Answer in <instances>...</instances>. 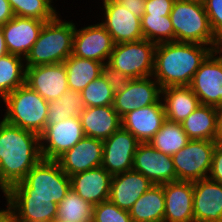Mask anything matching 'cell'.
<instances>
[{
	"instance_id": "obj_18",
	"label": "cell",
	"mask_w": 222,
	"mask_h": 222,
	"mask_svg": "<svg viewBox=\"0 0 222 222\" xmlns=\"http://www.w3.org/2000/svg\"><path fill=\"white\" fill-rule=\"evenodd\" d=\"M45 21L14 16L1 26L8 53L25 59Z\"/></svg>"
},
{
	"instance_id": "obj_9",
	"label": "cell",
	"mask_w": 222,
	"mask_h": 222,
	"mask_svg": "<svg viewBox=\"0 0 222 222\" xmlns=\"http://www.w3.org/2000/svg\"><path fill=\"white\" fill-rule=\"evenodd\" d=\"M85 137L79 116L65 118L57 124H47L40 135L42 159L56 160Z\"/></svg>"
},
{
	"instance_id": "obj_17",
	"label": "cell",
	"mask_w": 222,
	"mask_h": 222,
	"mask_svg": "<svg viewBox=\"0 0 222 222\" xmlns=\"http://www.w3.org/2000/svg\"><path fill=\"white\" fill-rule=\"evenodd\" d=\"M103 140L83 137L73 148L64 152L56 161L67 176L99 167L102 164Z\"/></svg>"
},
{
	"instance_id": "obj_38",
	"label": "cell",
	"mask_w": 222,
	"mask_h": 222,
	"mask_svg": "<svg viewBox=\"0 0 222 222\" xmlns=\"http://www.w3.org/2000/svg\"><path fill=\"white\" fill-rule=\"evenodd\" d=\"M210 26L217 38L222 37V0H202Z\"/></svg>"
},
{
	"instance_id": "obj_8",
	"label": "cell",
	"mask_w": 222,
	"mask_h": 222,
	"mask_svg": "<svg viewBox=\"0 0 222 222\" xmlns=\"http://www.w3.org/2000/svg\"><path fill=\"white\" fill-rule=\"evenodd\" d=\"M216 140H190L172 155L177 180L195 182L208 178Z\"/></svg>"
},
{
	"instance_id": "obj_41",
	"label": "cell",
	"mask_w": 222,
	"mask_h": 222,
	"mask_svg": "<svg viewBox=\"0 0 222 222\" xmlns=\"http://www.w3.org/2000/svg\"><path fill=\"white\" fill-rule=\"evenodd\" d=\"M208 178L222 184V145L216 144L212 156V165Z\"/></svg>"
},
{
	"instance_id": "obj_22",
	"label": "cell",
	"mask_w": 222,
	"mask_h": 222,
	"mask_svg": "<svg viewBox=\"0 0 222 222\" xmlns=\"http://www.w3.org/2000/svg\"><path fill=\"white\" fill-rule=\"evenodd\" d=\"M154 184L143 174L129 170L112 177L109 200L129 211L135 202Z\"/></svg>"
},
{
	"instance_id": "obj_33",
	"label": "cell",
	"mask_w": 222,
	"mask_h": 222,
	"mask_svg": "<svg viewBox=\"0 0 222 222\" xmlns=\"http://www.w3.org/2000/svg\"><path fill=\"white\" fill-rule=\"evenodd\" d=\"M93 205L70 189L58 204L56 219L63 222H92Z\"/></svg>"
},
{
	"instance_id": "obj_12",
	"label": "cell",
	"mask_w": 222,
	"mask_h": 222,
	"mask_svg": "<svg viewBox=\"0 0 222 222\" xmlns=\"http://www.w3.org/2000/svg\"><path fill=\"white\" fill-rule=\"evenodd\" d=\"M137 138L122 127L103 140V167L112 176L133 169V158L139 145Z\"/></svg>"
},
{
	"instance_id": "obj_31",
	"label": "cell",
	"mask_w": 222,
	"mask_h": 222,
	"mask_svg": "<svg viewBox=\"0 0 222 222\" xmlns=\"http://www.w3.org/2000/svg\"><path fill=\"white\" fill-rule=\"evenodd\" d=\"M190 141L181 123L165 120L161 129L148 142L158 151L172 156Z\"/></svg>"
},
{
	"instance_id": "obj_40",
	"label": "cell",
	"mask_w": 222,
	"mask_h": 222,
	"mask_svg": "<svg viewBox=\"0 0 222 222\" xmlns=\"http://www.w3.org/2000/svg\"><path fill=\"white\" fill-rule=\"evenodd\" d=\"M175 0H146L144 14L156 16L170 15Z\"/></svg>"
},
{
	"instance_id": "obj_4",
	"label": "cell",
	"mask_w": 222,
	"mask_h": 222,
	"mask_svg": "<svg viewBox=\"0 0 222 222\" xmlns=\"http://www.w3.org/2000/svg\"><path fill=\"white\" fill-rule=\"evenodd\" d=\"M63 20L58 14L53 20L45 22L37 41L27 56L25 66L63 63L73 53L75 23Z\"/></svg>"
},
{
	"instance_id": "obj_19",
	"label": "cell",
	"mask_w": 222,
	"mask_h": 222,
	"mask_svg": "<svg viewBox=\"0 0 222 222\" xmlns=\"http://www.w3.org/2000/svg\"><path fill=\"white\" fill-rule=\"evenodd\" d=\"M194 222H222V184L200 179L193 182Z\"/></svg>"
},
{
	"instance_id": "obj_1",
	"label": "cell",
	"mask_w": 222,
	"mask_h": 222,
	"mask_svg": "<svg viewBox=\"0 0 222 222\" xmlns=\"http://www.w3.org/2000/svg\"><path fill=\"white\" fill-rule=\"evenodd\" d=\"M42 159L40 136L0 121V191L22 181Z\"/></svg>"
},
{
	"instance_id": "obj_16",
	"label": "cell",
	"mask_w": 222,
	"mask_h": 222,
	"mask_svg": "<svg viewBox=\"0 0 222 222\" xmlns=\"http://www.w3.org/2000/svg\"><path fill=\"white\" fill-rule=\"evenodd\" d=\"M25 84L48 102L61 97L69 89L64 62L26 67Z\"/></svg>"
},
{
	"instance_id": "obj_25",
	"label": "cell",
	"mask_w": 222,
	"mask_h": 222,
	"mask_svg": "<svg viewBox=\"0 0 222 222\" xmlns=\"http://www.w3.org/2000/svg\"><path fill=\"white\" fill-rule=\"evenodd\" d=\"M19 222H51L57 217L58 205L49 198L5 197Z\"/></svg>"
},
{
	"instance_id": "obj_20",
	"label": "cell",
	"mask_w": 222,
	"mask_h": 222,
	"mask_svg": "<svg viewBox=\"0 0 222 222\" xmlns=\"http://www.w3.org/2000/svg\"><path fill=\"white\" fill-rule=\"evenodd\" d=\"M121 120L123 129L132 133L140 143H148L166 120L162 99L155 104L134 109Z\"/></svg>"
},
{
	"instance_id": "obj_3",
	"label": "cell",
	"mask_w": 222,
	"mask_h": 222,
	"mask_svg": "<svg viewBox=\"0 0 222 222\" xmlns=\"http://www.w3.org/2000/svg\"><path fill=\"white\" fill-rule=\"evenodd\" d=\"M70 189V177L62 171L58 162L41 159L22 181L3 193V197L49 198L58 205Z\"/></svg>"
},
{
	"instance_id": "obj_26",
	"label": "cell",
	"mask_w": 222,
	"mask_h": 222,
	"mask_svg": "<svg viewBox=\"0 0 222 222\" xmlns=\"http://www.w3.org/2000/svg\"><path fill=\"white\" fill-rule=\"evenodd\" d=\"M166 119L181 123L199 105V99L190 86H171L161 91Z\"/></svg>"
},
{
	"instance_id": "obj_10",
	"label": "cell",
	"mask_w": 222,
	"mask_h": 222,
	"mask_svg": "<svg viewBox=\"0 0 222 222\" xmlns=\"http://www.w3.org/2000/svg\"><path fill=\"white\" fill-rule=\"evenodd\" d=\"M103 1L104 20L100 24L111 35L114 44L134 42L144 39L141 28V18L136 17L132 12L115 0Z\"/></svg>"
},
{
	"instance_id": "obj_43",
	"label": "cell",
	"mask_w": 222,
	"mask_h": 222,
	"mask_svg": "<svg viewBox=\"0 0 222 222\" xmlns=\"http://www.w3.org/2000/svg\"><path fill=\"white\" fill-rule=\"evenodd\" d=\"M14 17L8 0H0V27Z\"/></svg>"
},
{
	"instance_id": "obj_11",
	"label": "cell",
	"mask_w": 222,
	"mask_h": 222,
	"mask_svg": "<svg viewBox=\"0 0 222 222\" xmlns=\"http://www.w3.org/2000/svg\"><path fill=\"white\" fill-rule=\"evenodd\" d=\"M190 88L201 105L222 107V61L213 51L194 74Z\"/></svg>"
},
{
	"instance_id": "obj_2",
	"label": "cell",
	"mask_w": 222,
	"mask_h": 222,
	"mask_svg": "<svg viewBox=\"0 0 222 222\" xmlns=\"http://www.w3.org/2000/svg\"><path fill=\"white\" fill-rule=\"evenodd\" d=\"M211 52L212 48L203 44L177 41L158 43L152 76L162 89L190 86L194 74Z\"/></svg>"
},
{
	"instance_id": "obj_32",
	"label": "cell",
	"mask_w": 222,
	"mask_h": 222,
	"mask_svg": "<svg viewBox=\"0 0 222 222\" xmlns=\"http://www.w3.org/2000/svg\"><path fill=\"white\" fill-rule=\"evenodd\" d=\"M86 108L79 91L68 89L48 104L47 124H57L65 118L79 116Z\"/></svg>"
},
{
	"instance_id": "obj_30",
	"label": "cell",
	"mask_w": 222,
	"mask_h": 222,
	"mask_svg": "<svg viewBox=\"0 0 222 222\" xmlns=\"http://www.w3.org/2000/svg\"><path fill=\"white\" fill-rule=\"evenodd\" d=\"M26 66L24 58L10 53L0 57L1 100L25 84Z\"/></svg>"
},
{
	"instance_id": "obj_5",
	"label": "cell",
	"mask_w": 222,
	"mask_h": 222,
	"mask_svg": "<svg viewBox=\"0 0 222 222\" xmlns=\"http://www.w3.org/2000/svg\"><path fill=\"white\" fill-rule=\"evenodd\" d=\"M3 120L8 124L41 135L47 125L48 104L42 96L24 84L6 95Z\"/></svg>"
},
{
	"instance_id": "obj_39",
	"label": "cell",
	"mask_w": 222,
	"mask_h": 222,
	"mask_svg": "<svg viewBox=\"0 0 222 222\" xmlns=\"http://www.w3.org/2000/svg\"><path fill=\"white\" fill-rule=\"evenodd\" d=\"M101 75L110 85L114 93L122 91L127 87L130 78L123 72L114 69L108 63H105L101 70Z\"/></svg>"
},
{
	"instance_id": "obj_35",
	"label": "cell",
	"mask_w": 222,
	"mask_h": 222,
	"mask_svg": "<svg viewBox=\"0 0 222 222\" xmlns=\"http://www.w3.org/2000/svg\"><path fill=\"white\" fill-rule=\"evenodd\" d=\"M141 28L144 39L156 44L174 41V29L169 15L143 14Z\"/></svg>"
},
{
	"instance_id": "obj_7",
	"label": "cell",
	"mask_w": 222,
	"mask_h": 222,
	"mask_svg": "<svg viewBox=\"0 0 222 222\" xmlns=\"http://www.w3.org/2000/svg\"><path fill=\"white\" fill-rule=\"evenodd\" d=\"M156 45L146 39L115 44L108 64L130 79L152 76Z\"/></svg>"
},
{
	"instance_id": "obj_24",
	"label": "cell",
	"mask_w": 222,
	"mask_h": 222,
	"mask_svg": "<svg viewBox=\"0 0 222 222\" xmlns=\"http://www.w3.org/2000/svg\"><path fill=\"white\" fill-rule=\"evenodd\" d=\"M84 135L100 140L109 138L122 127L113 105L86 107L79 115Z\"/></svg>"
},
{
	"instance_id": "obj_36",
	"label": "cell",
	"mask_w": 222,
	"mask_h": 222,
	"mask_svg": "<svg viewBox=\"0 0 222 222\" xmlns=\"http://www.w3.org/2000/svg\"><path fill=\"white\" fill-rule=\"evenodd\" d=\"M86 107L113 105L115 93L100 75L91 81L81 92Z\"/></svg>"
},
{
	"instance_id": "obj_37",
	"label": "cell",
	"mask_w": 222,
	"mask_h": 222,
	"mask_svg": "<svg viewBox=\"0 0 222 222\" xmlns=\"http://www.w3.org/2000/svg\"><path fill=\"white\" fill-rule=\"evenodd\" d=\"M92 222H133L129 211L120 209L110 200L93 207Z\"/></svg>"
},
{
	"instance_id": "obj_42",
	"label": "cell",
	"mask_w": 222,
	"mask_h": 222,
	"mask_svg": "<svg viewBox=\"0 0 222 222\" xmlns=\"http://www.w3.org/2000/svg\"><path fill=\"white\" fill-rule=\"evenodd\" d=\"M130 12H132L136 17L141 18L145 12V1L146 0H115Z\"/></svg>"
},
{
	"instance_id": "obj_13",
	"label": "cell",
	"mask_w": 222,
	"mask_h": 222,
	"mask_svg": "<svg viewBox=\"0 0 222 222\" xmlns=\"http://www.w3.org/2000/svg\"><path fill=\"white\" fill-rule=\"evenodd\" d=\"M114 45L111 35L99 22L81 29L75 27L74 56L105 64L109 61Z\"/></svg>"
},
{
	"instance_id": "obj_6",
	"label": "cell",
	"mask_w": 222,
	"mask_h": 222,
	"mask_svg": "<svg viewBox=\"0 0 222 222\" xmlns=\"http://www.w3.org/2000/svg\"><path fill=\"white\" fill-rule=\"evenodd\" d=\"M174 41L208 45L218 38L212 31L203 1L175 0L170 12Z\"/></svg>"
},
{
	"instance_id": "obj_28",
	"label": "cell",
	"mask_w": 222,
	"mask_h": 222,
	"mask_svg": "<svg viewBox=\"0 0 222 222\" xmlns=\"http://www.w3.org/2000/svg\"><path fill=\"white\" fill-rule=\"evenodd\" d=\"M165 197L162 185H153L129 210L133 222H163Z\"/></svg>"
},
{
	"instance_id": "obj_46",
	"label": "cell",
	"mask_w": 222,
	"mask_h": 222,
	"mask_svg": "<svg viewBox=\"0 0 222 222\" xmlns=\"http://www.w3.org/2000/svg\"><path fill=\"white\" fill-rule=\"evenodd\" d=\"M8 54V48L5 42L2 28L0 27V57Z\"/></svg>"
},
{
	"instance_id": "obj_44",
	"label": "cell",
	"mask_w": 222,
	"mask_h": 222,
	"mask_svg": "<svg viewBox=\"0 0 222 222\" xmlns=\"http://www.w3.org/2000/svg\"><path fill=\"white\" fill-rule=\"evenodd\" d=\"M6 209L0 208V222H19L15 212L6 204Z\"/></svg>"
},
{
	"instance_id": "obj_34",
	"label": "cell",
	"mask_w": 222,
	"mask_h": 222,
	"mask_svg": "<svg viewBox=\"0 0 222 222\" xmlns=\"http://www.w3.org/2000/svg\"><path fill=\"white\" fill-rule=\"evenodd\" d=\"M14 16L34 18L45 22L53 20L59 13L53 0H8Z\"/></svg>"
},
{
	"instance_id": "obj_47",
	"label": "cell",
	"mask_w": 222,
	"mask_h": 222,
	"mask_svg": "<svg viewBox=\"0 0 222 222\" xmlns=\"http://www.w3.org/2000/svg\"><path fill=\"white\" fill-rule=\"evenodd\" d=\"M212 51L217 55V57L222 61V37L218 38L215 42ZM219 55V56H218Z\"/></svg>"
},
{
	"instance_id": "obj_45",
	"label": "cell",
	"mask_w": 222,
	"mask_h": 222,
	"mask_svg": "<svg viewBox=\"0 0 222 222\" xmlns=\"http://www.w3.org/2000/svg\"><path fill=\"white\" fill-rule=\"evenodd\" d=\"M216 142L222 145V107L218 108V135Z\"/></svg>"
},
{
	"instance_id": "obj_27",
	"label": "cell",
	"mask_w": 222,
	"mask_h": 222,
	"mask_svg": "<svg viewBox=\"0 0 222 222\" xmlns=\"http://www.w3.org/2000/svg\"><path fill=\"white\" fill-rule=\"evenodd\" d=\"M181 125L190 140H216L218 108L200 104Z\"/></svg>"
},
{
	"instance_id": "obj_14",
	"label": "cell",
	"mask_w": 222,
	"mask_h": 222,
	"mask_svg": "<svg viewBox=\"0 0 222 222\" xmlns=\"http://www.w3.org/2000/svg\"><path fill=\"white\" fill-rule=\"evenodd\" d=\"M133 170L143 174L155 185L177 181L172 157L158 151L149 143H139L137 146Z\"/></svg>"
},
{
	"instance_id": "obj_23",
	"label": "cell",
	"mask_w": 222,
	"mask_h": 222,
	"mask_svg": "<svg viewBox=\"0 0 222 222\" xmlns=\"http://www.w3.org/2000/svg\"><path fill=\"white\" fill-rule=\"evenodd\" d=\"M112 177L103 167H95L70 176L71 189L95 206L109 200Z\"/></svg>"
},
{
	"instance_id": "obj_48",
	"label": "cell",
	"mask_w": 222,
	"mask_h": 222,
	"mask_svg": "<svg viewBox=\"0 0 222 222\" xmlns=\"http://www.w3.org/2000/svg\"><path fill=\"white\" fill-rule=\"evenodd\" d=\"M51 222H63V221H60V220H58V219H54V220L51 221Z\"/></svg>"
},
{
	"instance_id": "obj_21",
	"label": "cell",
	"mask_w": 222,
	"mask_h": 222,
	"mask_svg": "<svg viewBox=\"0 0 222 222\" xmlns=\"http://www.w3.org/2000/svg\"><path fill=\"white\" fill-rule=\"evenodd\" d=\"M162 186L165 197L163 222H194L193 182L177 180Z\"/></svg>"
},
{
	"instance_id": "obj_15",
	"label": "cell",
	"mask_w": 222,
	"mask_h": 222,
	"mask_svg": "<svg viewBox=\"0 0 222 222\" xmlns=\"http://www.w3.org/2000/svg\"><path fill=\"white\" fill-rule=\"evenodd\" d=\"M161 91L153 76L130 79L126 88L115 93L113 108L122 118L134 109L157 103L161 99Z\"/></svg>"
},
{
	"instance_id": "obj_29",
	"label": "cell",
	"mask_w": 222,
	"mask_h": 222,
	"mask_svg": "<svg viewBox=\"0 0 222 222\" xmlns=\"http://www.w3.org/2000/svg\"><path fill=\"white\" fill-rule=\"evenodd\" d=\"M103 65L99 61L70 55L64 61L69 89L81 92L91 81L101 75Z\"/></svg>"
}]
</instances>
